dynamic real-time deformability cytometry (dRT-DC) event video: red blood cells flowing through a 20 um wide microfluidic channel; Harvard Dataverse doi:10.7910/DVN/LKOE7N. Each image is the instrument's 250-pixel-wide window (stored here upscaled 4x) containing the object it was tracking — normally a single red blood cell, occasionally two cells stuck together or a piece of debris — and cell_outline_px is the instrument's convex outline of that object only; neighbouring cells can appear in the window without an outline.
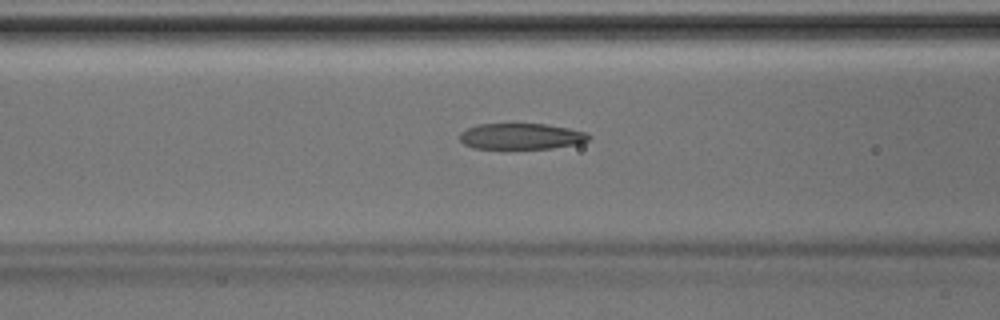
{"species": "Egyptian fruit bat (a non-hibernating species)", "species_latin": "Rousettus aegyptiacus", "temperature_condition": "room temperature", "stored_images_in_passage": 39, "camera_frame_rate_fps": 3000, "um_per_image_px": 0.085, "animal": {"sex": "male"}, "frame": {"image": 1, "passage_image": 16, "time_ms": 5.0, "image_size_px": [1000, 320], "cell_outline_px": [[592, 136], [588, 140], [576, 144], [552, 148], [504, 152], [472, 148], [464, 144], [460, 140], [460, 132], [468, 128], [480, 124], [544, 124], [568, 128], [584, 132]], "centroid_in_image_um": [44.23, 11.65], "position_along_channel_um": 122.4, "area_um2": 20.46}}
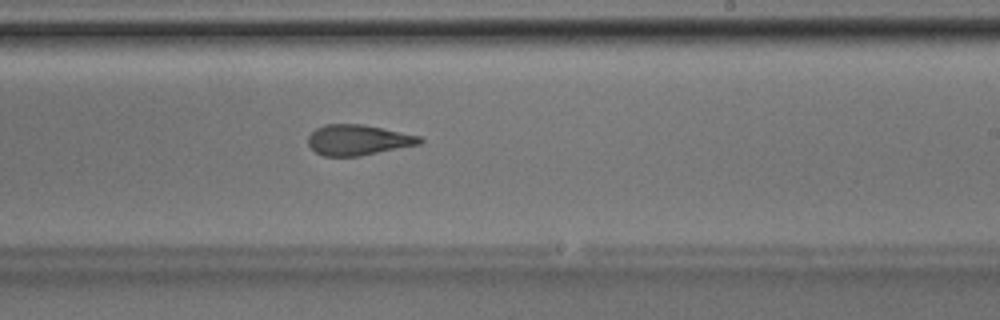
{"frame": {"image": 2, "passage_image": 25, "time_ms": 8.0, "image_size_px": [1000, 320], "cell_outline_px": [[424, 140], [420, 144], [360, 156], [324, 156], [316, 152], [308, 144], [308, 136], [316, 128], [324, 124], [364, 124], [420, 136]], "centroid_in_image_um": [30.43, 11.89], "position_along_channel_um": 258.6, "area_um2": 19.83}}
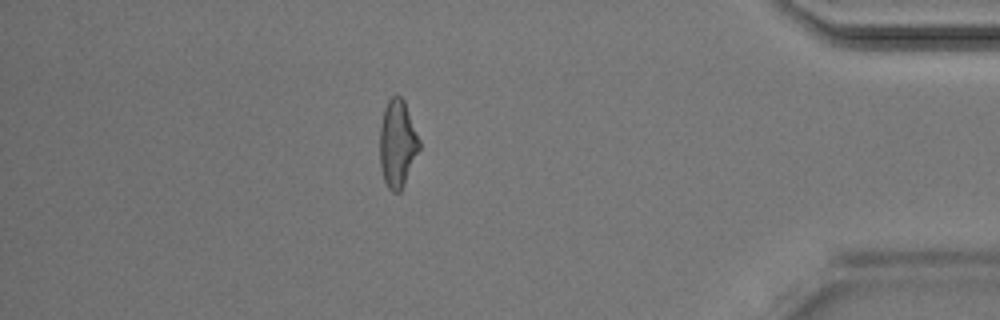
{"frame": {"image": 3, "passage_image": 37, "time_ms": 12.0, "image_size_px": [1000, 320], "cell_outline_px": [[420, 148], [404, 184], [400, 192], [392, 192], [388, 188], [384, 180], [380, 164], [380, 124], [384, 108], [388, 100], [396, 92], [404, 100], [420, 140]], "centroid_in_image_um": [33.78, 12.18], "position_along_channel_um": 401.4, "area_um2": 20.17}}